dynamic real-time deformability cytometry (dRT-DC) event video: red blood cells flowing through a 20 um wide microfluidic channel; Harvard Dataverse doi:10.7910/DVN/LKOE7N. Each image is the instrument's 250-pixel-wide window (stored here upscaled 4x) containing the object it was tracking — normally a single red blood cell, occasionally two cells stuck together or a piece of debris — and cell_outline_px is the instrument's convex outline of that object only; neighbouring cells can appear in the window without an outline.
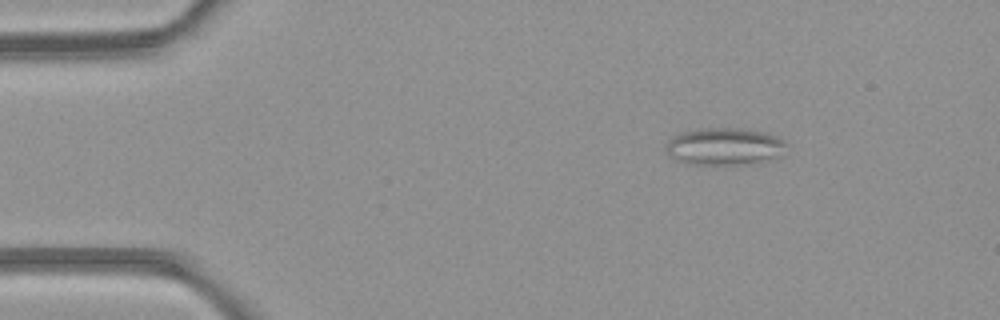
{"species": "common noctule bat (a hibernating species)", "species_latin": "Nyctalus noctula", "temperature_condition": "room temperature", "stored_images_in_passage": 4, "camera_frame_rate_fps": 3000, "um_per_image_px": 0.085, "animal": {"sex": "female", "body_mass_g": 21.9}, "frame": {"image": 1, "passage_image": 2, "time_ms": 1.333, "image_size_px": [1000, 320], "cell_outline_px": [[788, 144], [780, 156], [756, 164], [688, 164], [676, 160], [668, 152], [664, 144], [672, 136], [680, 132], [700, 128], [740, 128], [764, 132], [776, 136], [784, 140]], "centroid_in_image_um": [61.59, 12.44], "position_along_channel_um": 23.4, "area_um2": 26.47}}
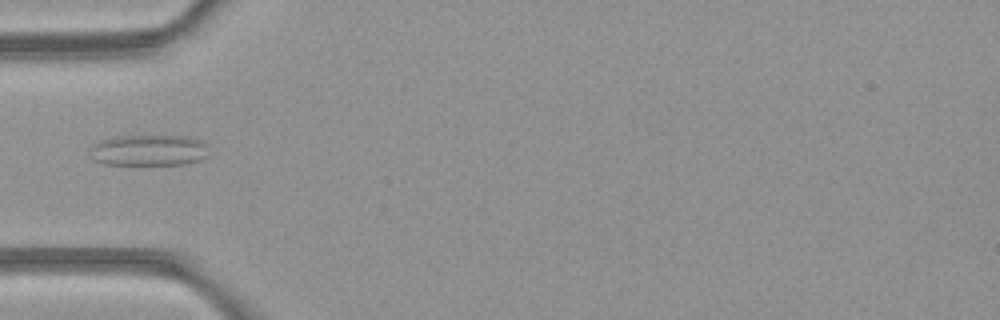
{"frame": {"image": 2, "passage_image": 4, "time_ms": 4.333, "image_size_px": [1000, 320], "cell_outline_px": [[208, 156], [200, 160], [184, 164], [104, 164], [92, 160], [92, 144], [100, 140], [116, 136], [188, 136], [204, 140], [208, 144]], "centroid_in_image_um": [12.7, 12.76], "position_along_channel_um": 72.3, "area_um2": 21.73}}